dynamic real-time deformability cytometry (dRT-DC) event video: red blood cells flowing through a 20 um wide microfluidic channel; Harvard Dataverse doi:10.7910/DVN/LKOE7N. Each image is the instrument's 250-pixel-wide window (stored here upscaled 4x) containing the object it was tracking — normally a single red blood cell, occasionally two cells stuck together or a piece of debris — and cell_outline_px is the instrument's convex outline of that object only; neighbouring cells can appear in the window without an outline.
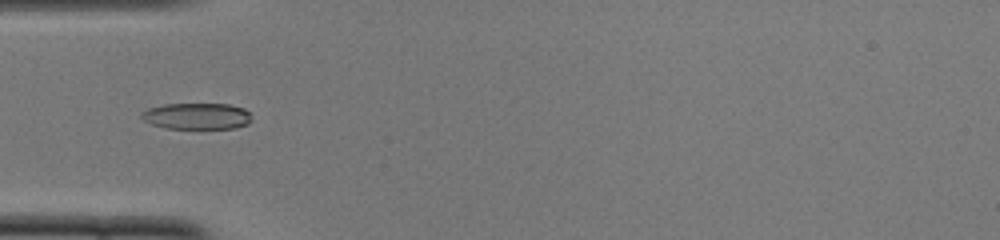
{"species": "common noctule bat (a hibernating species)", "species_latin": "Nyctalus noctula", "temperature_condition": "cold", "stored_images_in_passage": 52, "camera_frame_rate_fps": 3000, "um_per_image_px": 0.085, "animal": {"sex": "female", "body_mass_g": 22.0, "forearm_length_mm": 56.7}, "frame": {"image": 1, "passage_image": 17, "time_ms": 5.333, "image_size_px": [1000, 240], "cell_outline_px": [[252, 120], [248, 124], [236, 128], [164, 128], [152, 124], [144, 120], [140, 116], [140, 112], [148, 108], [164, 104], [228, 104], [244, 108], [248, 112]], "centroid_in_image_um": [16.72, 9.87], "position_along_channel_um": 68.3, "area_um2": 16.94}}
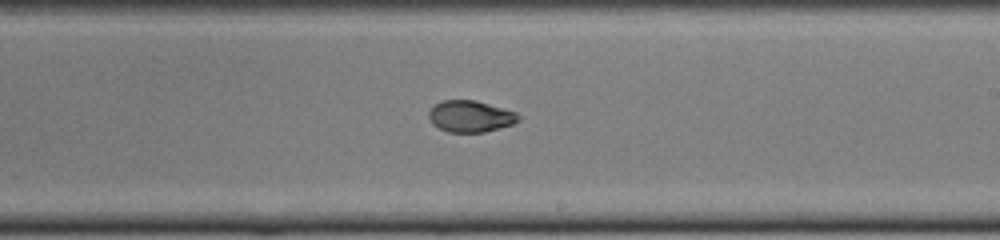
{"frame": {"image": 2, "passage_image": 31, "time_ms": 10.0, "image_size_px": [1000, 240], "cell_outline_px": [[520, 120], [512, 124], [484, 132], [448, 132], [432, 124], [428, 116], [428, 112], [440, 100], [476, 100], [516, 112], [520, 116]], "centroid_in_image_um": [39.97, 9.88], "position_along_channel_um": 249.0, "area_um2": 16.42}}
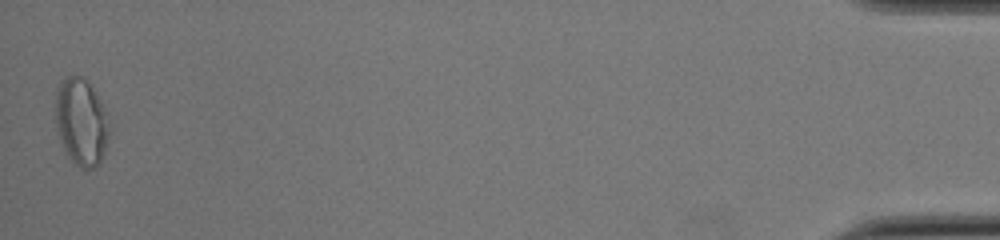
{"frame": {"image": 3, "passage_image": 52, "time_ms": 17.0, "image_size_px": [1000, 240], "cell_outline_px": [[108, 136], [104, 152], [100, 164], [92, 168], [80, 168], [68, 156], [60, 140], [56, 124], [56, 88], [60, 80], [68, 76], [80, 76], [92, 84], [104, 112], [108, 128]], "centroid_in_image_um": [6.87, 10.35], "position_along_channel_um": 428.3, "area_um2": 26.88}, "authors_computed_cell_mechanics": {"area_um2": 17.4267, "velocity_mm_per_s": 3.8739, "shape_relaxation_time_tau1_ms": 5.2088, "shape_relaxation_time_tau2_ms": 2.1535, "deformation_change_tau1": 0.1937, "deformation_change_tau2": 0.0581}}